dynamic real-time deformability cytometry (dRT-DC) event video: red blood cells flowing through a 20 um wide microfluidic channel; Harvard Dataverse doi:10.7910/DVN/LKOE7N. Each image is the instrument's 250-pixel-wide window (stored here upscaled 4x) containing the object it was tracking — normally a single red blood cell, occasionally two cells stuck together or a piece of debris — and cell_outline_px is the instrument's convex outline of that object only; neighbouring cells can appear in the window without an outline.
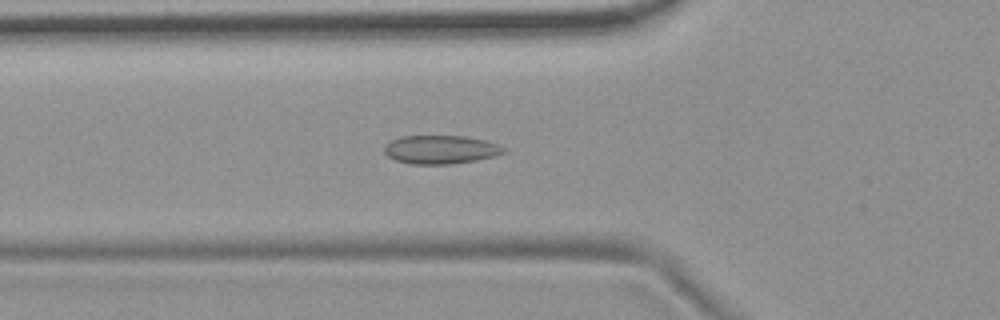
{"species": "common noctule bat (a hibernating species)", "species_latin": "Nyctalus noctula", "temperature_condition": "room temperature", "stored_images_in_passage": 54, "camera_frame_rate_fps": 3000, "um_per_image_px": 0.085, "animal": {"sex": "female", "body_mass_g": 19.9}, "frame": {"image": 1, "passage_image": 19, "time_ms": 6.0, "image_size_px": [1000, 320], "cell_outline_px": [[508, 152], [496, 156], [476, 160], [448, 164], [412, 164], [396, 160], [388, 156], [384, 152], [384, 148], [392, 140], [400, 136], [464, 136], [484, 140], [508, 148]], "centroid_in_image_um": [37.51, 12.71], "position_along_channel_um": 88.3, "area_um2": 19.83}}
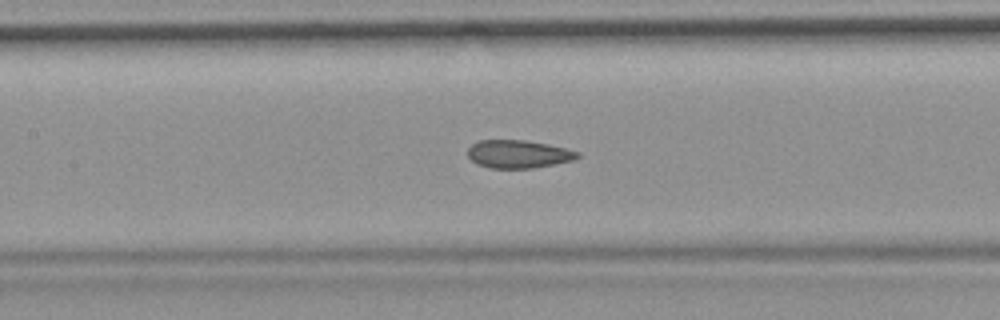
{"frame": {"image": 2, "passage_image": 25, "time_ms": 8.0, "image_size_px": [1000, 320], "cell_outline_px": [[580, 156], [576, 160], [532, 168], [488, 168], [476, 164], [468, 156], [468, 148], [472, 144], [480, 140], [524, 140], [548, 144], [580, 152]], "centroid_in_image_um": [44.06, 13.1], "position_along_channel_um": 163.3, "area_um2": 17.98}}
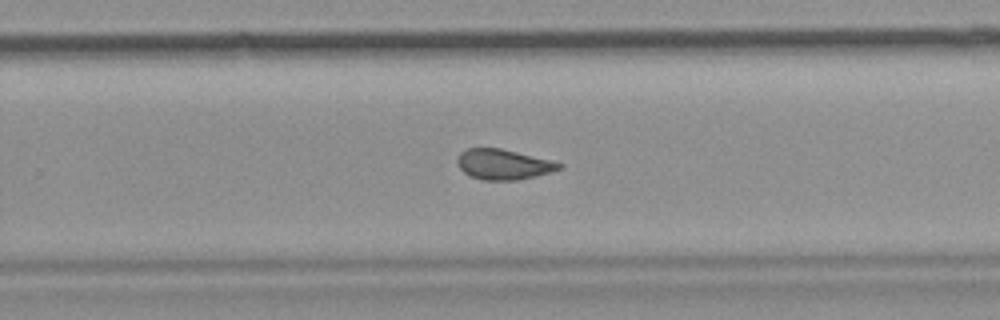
{"frame": {"image": 3, "passage_image": 35, "time_ms": 11.333, "image_size_px": [1000, 320], "cell_outline_px": [[564, 168], [552, 172], [536, 176], [516, 180], [484, 180], [472, 176], [464, 172], [456, 164], [456, 156], [464, 148], [500, 148], [552, 160], [564, 164]], "centroid_in_image_um": [42.8, 13.96], "position_along_channel_um": 287.0, "area_um2": 18.21}, "authors_computed_cell_mechanics": {"area_um2": 19.3052, "velocity_mm_per_s": 3.7321, "shape_relaxation_time_tau1_ms": null, "shape_relaxation_time_tau2_ms": 1.4589, "deformation_change_tau1": null, "deformation_change_tau2": 0.0753}}